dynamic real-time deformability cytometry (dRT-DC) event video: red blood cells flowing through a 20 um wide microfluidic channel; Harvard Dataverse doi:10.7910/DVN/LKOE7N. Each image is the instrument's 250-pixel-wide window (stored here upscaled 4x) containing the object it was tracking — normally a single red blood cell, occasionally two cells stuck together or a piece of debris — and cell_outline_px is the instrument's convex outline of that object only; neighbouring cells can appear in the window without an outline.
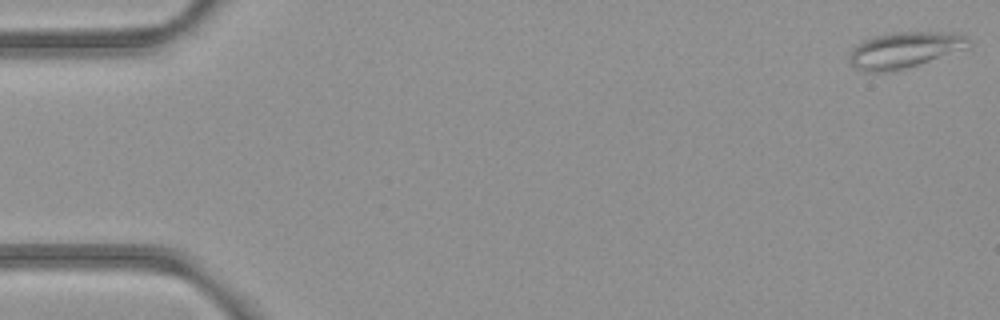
{"species": "common noctule bat (a hibernating species)", "species_latin": "Nyctalus noctula", "temperature_condition": "room temperature", "stored_images_in_passage": 53, "camera_frame_rate_fps": 3000, "um_per_image_px": 0.085, "animal": {"sex": "female", "body_mass_g": 21.9}, "frame": {"image": 1, "passage_image": 1, "time_ms": 0.0, "image_size_px": [1000, 320], "cell_outline_px": [[972, 44], [968, 48], [892, 72], [864, 72], [856, 68], [848, 60], [848, 56], [852, 48], [864, 40], [876, 36], [892, 32], [956, 32], [968, 36]], "centroid_in_image_um": [76.9, 4.24], "position_along_channel_um": 8.1, "area_um2": 25.14}}
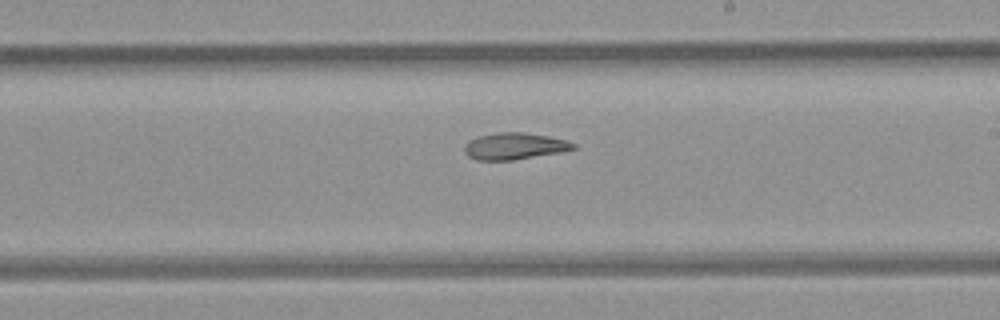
{"frame": {"image": 2, "passage_image": 31, "time_ms": 10.0, "image_size_px": [1000, 320], "cell_outline_px": [[576, 148], [560, 152], [512, 160], [476, 160], [468, 156], [464, 152], [464, 148], [468, 140], [476, 136], [496, 132], [524, 132], [548, 136], [568, 140], [576, 144]], "centroid_in_image_um": [43.71, 12.41], "position_along_channel_um": 245.3, "area_um2": 17.05}}
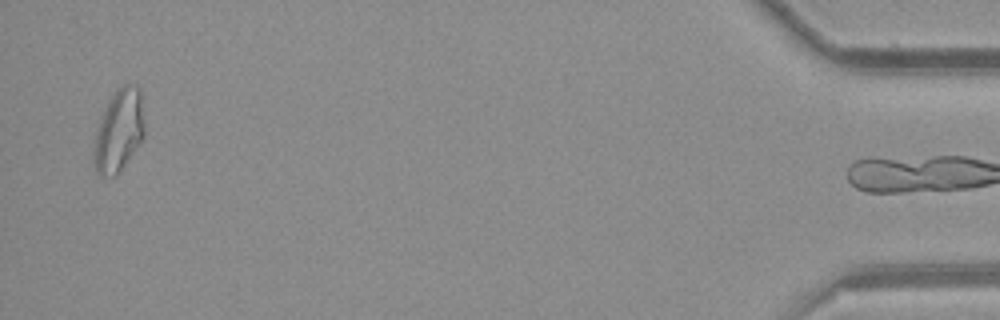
{"frame": {"image": 3, "passage_image": 52, "time_ms": 17.0, "image_size_px": [1000, 320], "cell_outline_px": [[144, 136], [124, 164], [112, 176], [96, 176], [92, 160], [92, 156], [96, 132], [100, 120], [112, 96], [124, 84], [136, 84], [140, 88], [144, 124]], "centroid_in_image_um": [10.08, 11.12], "position_along_channel_um": 425.1, "area_um2": 23.81}, "authors_computed_cell_mechanics": {"area_um2": 20.4034, "velocity_mm_per_s": 3.9154, "shape_relaxation_time_tau1_ms": null, "shape_relaxation_time_tau2_ms": 8.6207, "deformation_change_tau1": null, "deformation_change_tau2": 0.1767}}